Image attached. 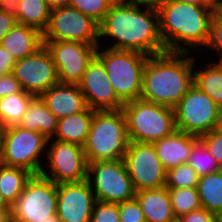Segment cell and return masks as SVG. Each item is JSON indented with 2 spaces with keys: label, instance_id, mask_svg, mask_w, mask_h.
<instances>
[{
  "label": "cell",
  "instance_id": "cell-44",
  "mask_svg": "<svg viewBox=\"0 0 222 222\" xmlns=\"http://www.w3.org/2000/svg\"><path fill=\"white\" fill-rule=\"evenodd\" d=\"M11 209H0V222H8L11 219Z\"/></svg>",
  "mask_w": 222,
  "mask_h": 222
},
{
  "label": "cell",
  "instance_id": "cell-42",
  "mask_svg": "<svg viewBox=\"0 0 222 222\" xmlns=\"http://www.w3.org/2000/svg\"><path fill=\"white\" fill-rule=\"evenodd\" d=\"M204 6L210 8L215 13L222 10V0H204Z\"/></svg>",
  "mask_w": 222,
  "mask_h": 222
},
{
  "label": "cell",
  "instance_id": "cell-28",
  "mask_svg": "<svg viewBox=\"0 0 222 222\" xmlns=\"http://www.w3.org/2000/svg\"><path fill=\"white\" fill-rule=\"evenodd\" d=\"M33 174L25 169L0 164V193L12 206Z\"/></svg>",
  "mask_w": 222,
  "mask_h": 222
},
{
  "label": "cell",
  "instance_id": "cell-50",
  "mask_svg": "<svg viewBox=\"0 0 222 222\" xmlns=\"http://www.w3.org/2000/svg\"><path fill=\"white\" fill-rule=\"evenodd\" d=\"M219 221L222 222V213L218 216Z\"/></svg>",
  "mask_w": 222,
  "mask_h": 222
},
{
  "label": "cell",
  "instance_id": "cell-20",
  "mask_svg": "<svg viewBox=\"0 0 222 222\" xmlns=\"http://www.w3.org/2000/svg\"><path fill=\"white\" fill-rule=\"evenodd\" d=\"M146 222H176L168 188L144 189L135 192Z\"/></svg>",
  "mask_w": 222,
  "mask_h": 222
},
{
  "label": "cell",
  "instance_id": "cell-14",
  "mask_svg": "<svg viewBox=\"0 0 222 222\" xmlns=\"http://www.w3.org/2000/svg\"><path fill=\"white\" fill-rule=\"evenodd\" d=\"M57 70L59 83L77 84L96 55L97 46L77 41L43 40Z\"/></svg>",
  "mask_w": 222,
  "mask_h": 222
},
{
  "label": "cell",
  "instance_id": "cell-8",
  "mask_svg": "<svg viewBox=\"0 0 222 222\" xmlns=\"http://www.w3.org/2000/svg\"><path fill=\"white\" fill-rule=\"evenodd\" d=\"M87 180L96 201L121 203L135 198L123 159L88 162Z\"/></svg>",
  "mask_w": 222,
  "mask_h": 222
},
{
  "label": "cell",
  "instance_id": "cell-39",
  "mask_svg": "<svg viewBox=\"0 0 222 222\" xmlns=\"http://www.w3.org/2000/svg\"><path fill=\"white\" fill-rule=\"evenodd\" d=\"M16 23L17 20L13 9L0 7V42Z\"/></svg>",
  "mask_w": 222,
  "mask_h": 222
},
{
  "label": "cell",
  "instance_id": "cell-9",
  "mask_svg": "<svg viewBox=\"0 0 222 222\" xmlns=\"http://www.w3.org/2000/svg\"><path fill=\"white\" fill-rule=\"evenodd\" d=\"M15 222H45L57 213V184L41 174L32 175L11 206Z\"/></svg>",
  "mask_w": 222,
  "mask_h": 222
},
{
  "label": "cell",
  "instance_id": "cell-41",
  "mask_svg": "<svg viewBox=\"0 0 222 222\" xmlns=\"http://www.w3.org/2000/svg\"><path fill=\"white\" fill-rule=\"evenodd\" d=\"M128 1L140 4L142 6L153 7L157 9L159 6L165 4L170 0H128Z\"/></svg>",
  "mask_w": 222,
  "mask_h": 222
},
{
  "label": "cell",
  "instance_id": "cell-31",
  "mask_svg": "<svg viewBox=\"0 0 222 222\" xmlns=\"http://www.w3.org/2000/svg\"><path fill=\"white\" fill-rule=\"evenodd\" d=\"M199 175L189 165V163H182L177 167L170 168L166 171V188H191L197 187Z\"/></svg>",
  "mask_w": 222,
  "mask_h": 222
},
{
  "label": "cell",
  "instance_id": "cell-22",
  "mask_svg": "<svg viewBox=\"0 0 222 222\" xmlns=\"http://www.w3.org/2000/svg\"><path fill=\"white\" fill-rule=\"evenodd\" d=\"M95 110L87 107L84 111L58 119L57 130L52 139L84 146Z\"/></svg>",
  "mask_w": 222,
  "mask_h": 222
},
{
  "label": "cell",
  "instance_id": "cell-6",
  "mask_svg": "<svg viewBox=\"0 0 222 222\" xmlns=\"http://www.w3.org/2000/svg\"><path fill=\"white\" fill-rule=\"evenodd\" d=\"M97 47L96 56L101 60L117 97L123 102L140 98L142 77L148 56L130 50Z\"/></svg>",
  "mask_w": 222,
  "mask_h": 222
},
{
  "label": "cell",
  "instance_id": "cell-38",
  "mask_svg": "<svg viewBox=\"0 0 222 222\" xmlns=\"http://www.w3.org/2000/svg\"><path fill=\"white\" fill-rule=\"evenodd\" d=\"M22 91L20 83L12 72L0 77V98Z\"/></svg>",
  "mask_w": 222,
  "mask_h": 222
},
{
  "label": "cell",
  "instance_id": "cell-4",
  "mask_svg": "<svg viewBox=\"0 0 222 222\" xmlns=\"http://www.w3.org/2000/svg\"><path fill=\"white\" fill-rule=\"evenodd\" d=\"M129 144L122 110H95L83 146L87 162L123 159Z\"/></svg>",
  "mask_w": 222,
  "mask_h": 222
},
{
  "label": "cell",
  "instance_id": "cell-46",
  "mask_svg": "<svg viewBox=\"0 0 222 222\" xmlns=\"http://www.w3.org/2000/svg\"><path fill=\"white\" fill-rule=\"evenodd\" d=\"M179 1L182 3H189V4H194V5H199V6H204V0H175Z\"/></svg>",
  "mask_w": 222,
  "mask_h": 222
},
{
  "label": "cell",
  "instance_id": "cell-35",
  "mask_svg": "<svg viewBox=\"0 0 222 222\" xmlns=\"http://www.w3.org/2000/svg\"><path fill=\"white\" fill-rule=\"evenodd\" d=\"M117 204L120 222H146L141 206L136 198Z\"/></svg>",
  "mask_w": 222,
  "mask_h": 222
},
{
  "label": "cell",
  "instance_id": "cell-15",
  "mask_svg": "<svg viewBox=\"0 0 222 222\" xmlns=\"http://www.w3.org/2000/svg\"><path fill=\"white\" fill-rule=\"evenodd\" d=\"M12 73L22 90L33 96L40 97L59 83L55 63L44 44L33 54L17 60Z\"/></svg>",
  "mask_w": 222,
  "mask_h": 222
},
{
  "label": "cell",
  "instance_id": "cell-32",
  "mask_svg": "<svg viewBox=\"0 0 222 222\" xmlns=\"http://www.w3.org/2000/svg\"><path fill=\"white\" fill-rule=\"evenodd\" d=\"M116 0H70L69 6L76 8L100 24Z\"/></svg>",
  "mask_w": 222,
  "mask_h": 222
},
{
  "label": "cell",
  "instance_id": "cell-48",
  "mask_svg": "<svg viewBox=\"0 0 222 222\" xmlns=\"http://www.w3.org/2000/svg\"><path fill=\"white\" fill-rule=\"evenodd\" d=\"M45 222H61V220L58 218L57 214L49 216V220H46Z\"/></svg>",
  "mask_w": 222,
  "mask_h": 222
},
{
  "label": "cell",
  "instance_id": "cell-26",
  "mask_svg": "<svg viewBox=\"0 0 222 222\" xmlns=\"http://www.w3.org/2000/svg\"><path fill=\"white\" fill-rule=\"evenodd\" d=\"M213 63H207V66H204L200 71L195 68L194 63L193 84L211 97L215 104L222 109V65L214 61Z\"/></svg>",
  "mask_w": 222,
  "mask_h": 222
},
{
  "label": "cell",
  "instance_id": "cell-40",
  "mask_svg": "<svg viewBox=\"0 0 222 222\" xmlns=\"http://www.w3.org/2000/svg\"><path fill=\"white\" fill-rule=\"evenodd\" d=\"M16 62L15 57L0 44V77L12 72Z\"/></svg>",
  "mask_w": 222,
  "mask_h": 222
},
{
  "label": "cell",
  "instance_id": "cell-37",
  "mask_svg": "<svg viewBox=\"0 0 222 222\" xmlns=\"http://www.w3.org/2000/svg\"><path fill=\"white\" fill-rule=\"evenodd\" d=\"M176 222H219V218L216 214L201 207L188 214L182 215Z\"/></svg>",
  "mask_w": 222,
  "mask_h": 222
},
{
  "label": "cell",
  "instance_id": "cell-1",
  "mask_svg": "<svg viewBox=\"0 0 222 222\" xmlns=\"http://www.w3.org/2000/svg\"><path fill=\"white\" fill-rule=\"evenodd\" d=\"M107 37L115 41L109 47L112 49L137 51L147 56L166 52L157 9L128 0H116L99 24V40Z\"/></svg>",
  "mask_w": 222,
  "mask_h": 222
},
{
  "label": "cell",
  "instance_id": "cell-29",
  "mask_svg": "<svg viewBox=\"0 0 222 222\" xmlns=\"http://www.w3.org/2000/svg\"><path fill=\"white\" fill-rule=\"evenodd\" d=\"M172 210L176 219L201 208L196 187L168 188Z\"/></svg>",
  "mask_w": 222,
  "mask_h": 222
},
{
  "label": "cell",
  "instance_id": "cell-13",
  "mask_svg": "<svg viewBox=\"0 0 222 222\" xmlns=\"http://www.w3.org/2000/svg\"><path fill=\"white\" fill-rule=\"evenodd\" d=\"M123 160L136 192L165 186L166 170L153 143L129 141Z\"/></svg>",
  "mask_w": 222,
  "mask_h": 222
},
{
  "label": "cell",
  "instance_id": "cell-43",
  "mask_svg": "<svg viewBox=\"0 0 222 222\" xmlns=\"http://www.w3.org/2000/svg\"><path fill=\"white\" fill-rule=\"evenodd\" d=\"M51 10L69 6L70 0H47Z\"/></svg>",
  "mask_w": 222,
  "mask_h": 222
},
{
  "label": "cell",
  "instance_id": "cell-34",
  "mask_svg": "<svg viewBox=\"0 0 222 222\" xmlns=\"http://www.w3.org/2000/svg\"><path fill=\"white\" fill-rule=\"evenodd\" d=\"M206 49H211L219 54L218 64L222 65V15L220 13H214L210 23V34Z\"/></svg>",
  "mask_w": 222,
  "mask_h": 222
},
{
  "label": "cell",
  "instance_id": "cell-16",
  "mask_svg": "<svg viewBox=\"0 0 222 222\" xmlns=\"http://www.w3.org/2000/svg\"><path fill=\"white\" fill-rule=\"evenodd\" d=\"M86 104L94 110H121L124 103L117 97L101 60L95 55L82 79L77 83Z\"/></svg>",
  "mask_w": 222,
  "mask_h": 222
},
{
  "label": "cell",
  "instance_id": "cell-33",
  "mask_svg": "<svg viewBox=\"0 0 222 222\" xmlns=\"http://www.w3.org/2000/svg\"><path fill=\"white\" fill-rule=\"evenodd\" d=\"M90 222H120L118 204L96 201Z\"/></svg>",
  "mask_w": 222,
  "mask_h": 222
},
{
  "label": "cell",
  "instance_id": "cell-21",
  "mask_svg": "<svg viewBox=\"0 0 222 222\" xmlns=\"http://www.w3.org/2000/svg\"><path fill=\"white\" fill-rule=\"evenodd\" d=\"M0 44L16 60H20L33 54L43 45L42 33L35 28L16 23Z\"/></svg>",
  "mask_w": 222,
  "mask_h": 222
},
{
  "label": "cell",
  "instance_id": "cell-45",
  "mask_svg": "<svg viewBox=\"0 0 222 222\" xmlns=\"http://www.w3.org/2000/svg\"><path fill=\"white\" fill-rule=\"evenodd\" d=\"M18 0H0V7L13 8Z\"/></svg>",
  "mask_w": 222,
  "mask_h": 222
},
{
  "label": "cell",
  "instance_id": "cell-25",
  "mask_svg": "<svg viewBox=\"0 0 222 222\" xmlns=\"http://www.w3.org/2000/svg\"><path fill=\"white\" fill-rule=\"evenodd\" d=\"M196 188L201 207L219 216L222 213V169L200 176Z\"/></svg>",
  "mask_w": 222,
  "mask_h": 222
},
{
  "label": "cell",
  "instance_id": "cell-3",
  "mask_svg": "<svg viewBox=\"0 0 222 222\" xmlns=\"http://www.w3.org/2000/svg\"><path fill=\"white\" fill-rule=\"evenodd\" d=\"M157 12L160 35L167 52L191 54L189 49L207 45L215 13L210 8L170 0L159 6Z\"/></svg>",
  "mask_w": 222,
  "mask_h": 222
},
{
  "label": "cell",
  "instance_id": "cell-23",
  "mask_svg": "<svg viewBox=\"0 0 222 222\" xmlns=\"http://www.w3.org/2000/svg\"><path fill=\"white\" fill-rule=\"evenodd\" d=\"M57 124L58 119L47 108L43 100L39 96H34L18 126L25 130L40 132L47 139H51L56 133Z\"/></svg>",
  "mask_w": 222,
  "mask_h": 222
},
{
  "label": "cell",
  "instance_id": "cell-19",
  "mask_svg": "<svg viewBox=\"0 0 222 222\" xmlns=\"http://www.w3.org/2000/svg\"><path fill=\"white\" fill-rule=\"evenodd\" d=\"M199 140L198 136L176 130L172 134L154 141L153 145L163 168L167 171L182 163H187L193 146Z\"/></svg>",
  "mask_w": 222,
  "mask_h": 222
},
{
  "label": "cell",
  "instance_id": "cell-2",
  "mask_svg": "<svg viewBox=\"0 0 222 222\" xmlns=\"http://www.w3.org/2000/svg\"><path fill=\"white\" fill-rule=\"evenodd\" d=\"M164 52L148 56L140 98L174 108L193 85L194 56Z\"/></svg>",
  "mask_w": 222,
  "mask_h": 222
},
{
  "label": "cell",
  "instance_id": "cell-5",
  "mask_svg": "<svg viewBox=\"0 0 222 222\" xmlns=\"http://www.w3.org/2000/svg\"><path fill=\"white\" fill-rule=\"evenodd\" d=\"M121 110L129 141L153 143L176 131L172 107L139 98L124 103Z\"/></svg>",
  "mask_w": 222,
  "mask_h": 222
},
{
  "label": "cell",
  "instance_id": "cell-36",
  "mask_svg": "<svg viewBox=\"0 0 222 222\" xmlns=\"http://www.w3.org/2000/svg\"><path fill=\"white\" fill-rule=\"evenodd\" d=\"M199 139L206 145L222 169V130L217 127L209 133L203 134Z\"/></svg>",
  "mask_w": 222,
  "mask_h": 222
},
{
  "label": "cell",
  "instance_id": "cell-11",
  "mask_svg": "<svg viewBox=\"0 0 222 222\" xmlns=\"http://www.w3.org/2000/svg\"><path fill=\"white\" fill-rule=\"evenodd\" d=\"M47 146V164L44 162L45 166L40 172L42 176L55 184L87 180L88 162L83 147L52 138L48 139Z\"/></svg>",
  "mask_w": 222,
  "mask_h": 222
},
{
  "label": "cell",
  "instance_id": "cell-49",
  "mask_svg": "<svg viewBox=\"0 0 222 222\" xmlns=\"http://www.w3.org/2000/svg\"><path fill=\"white\" fill-rule=\"evenodd\" d=\"M218 128H220L222 130V109H221V112H220V119H219V126Z\"/></svg>",
  "mask_w": 222,
  "mask_h": 222
},
{
  "label": "cell",
  "instance_id": "cell-10",
  "mask_svg": "<svg viewBox=\"0 0 222 222\" xmlns=\"http://www.w3.org/2000/svg\"><path fill=\"white\" fill-rule=\"evenodd\" d=\"M221 108L194 84L174 107L176 130L202 136L219 126Z\"/></svg>",
  "mask_w": 222,
  "mask_h": 222
},
{
  "label": "cell",
  "instance_id": "cell-12",
  "mask_svg": "<svg viewBox=\"0 0 222 222\" xmlns=\"http://www.w3.org/2000/svg\"><path fill=\"white\" fill-rule=\"evenodd\" d=\"M42 40L77 41L99 46V24L76 8L65 6L51 10Z\"/></svg>",
  "mask_w": 222,
  "mask_h": 222
},
{
  "label": "cell",
  "instance_id": "cell-47",
  "mask_svg": "<svg viewBox=\"0 0 222 222\" xmlns=\"http://www.w3.org/2000/svg\"><path fill=\"white\" fill-rule=\"evenodd\" d=\"M0 209H11V206L5 201L1 193H0Z\"/></svg>",
  "mask_w": 222,
  "mask_h": 222
},
{
  "label": "cell",
  "instance_id": "cell-7",
  "mask_svg": "<svg viewBox=\"0 0 222 222\" xmlns=\"http://www.w3.org/2000/svg\"><path fill=\"white\" fill-rule=\"evenodd\" d=\"M47 143L48 139L37 131L20 126L0 129V164L22 168L33 175L40 174Z\"/></svg>",
  "mask_w": 222,
  "mask_h": 222
},
{
  "label": "cell",
  "instance_id": "cell-27",
  "mask_svg": "<svg viewBox=\"0 0 222 222\" xmlns=\"http://www.w3.org/2000/svg\"><path fill=\"white\" fill-rule=\"evenodd\" d=\"M33 97L22 90L0 98V129L18 126Z\"/></svg>",
  "mask_w": 222,
  "mask_h": 222
},
{
  "label": "cell",
  "instance_id": "cell-17",
  "mask_svg": "<svg viewBox=\"0 0 222 222\" xmlns=\"http://www.w3.org/2000/svg\"><path fill=\"white\" fill-rule=\"evenodd\" d=\"M95 196L88 180L57 184V216L61 222H90Z\"/></svg>",
  "mask_w": 222,
  "mask_h": 222
},
{
  "label": "cell",
  "instance_id": "cell-18",
  "mask_svg": "<svg viewBox=\"0 0 222 222\" xmlns=\"http://www.w3.org/2000/svg\"><path fill=\"white\" fill-rule=\"evenodd\" d=\"M40 98L57 119L84 111L88 107L78 84L58 83Z\"/></svg>",
  "mask_w": 222,
  "mask_h": 222
},
{
  "label": "cell",
  "instance_id": "cell-30",
  "mask_svg": "<svg viewBox=\"0 0 222 222\" xmlns=\"http://www.w3.org/2000/svg\"><path fill=\"white\" fill-rule=\"evenodd\" d=\"M188 163L199 176L207 175L221 170L217 161L201 140H199L193 146V149L189 155Z\"/></svg>",
  "mask_w": 222,
  "mask_h": 222
},
{
  "label": "cell",
  "instance_id": "cell-24",
  "mask_svg": "<svg viewBox=\"0 0 222 222\" xmlns=\"http://www.w3.org/2000/svg\"><path fill=\"white\" fill-rule=\"evenodd\" d=\"M12 9L17 23L35 28L43 34L51 13L47 0H18Z\"/></svg>",
  "mask_w": 222,
  "mask_h": 222
}]
</instances>
